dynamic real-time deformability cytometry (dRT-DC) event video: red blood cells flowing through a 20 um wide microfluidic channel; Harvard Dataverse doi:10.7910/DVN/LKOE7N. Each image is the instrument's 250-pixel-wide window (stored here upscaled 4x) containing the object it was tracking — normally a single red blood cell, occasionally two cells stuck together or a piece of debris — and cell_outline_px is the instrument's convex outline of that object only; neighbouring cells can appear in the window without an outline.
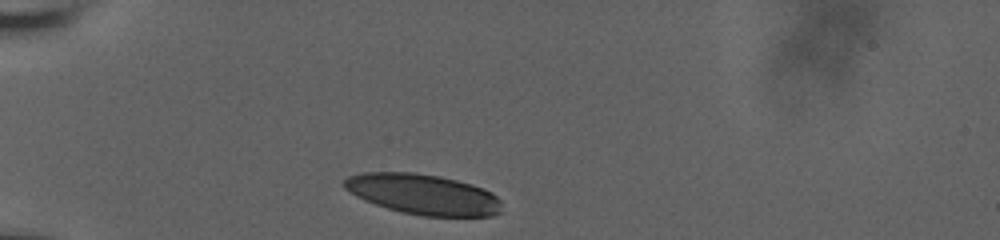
{"species": "human", "species_latin": "Homo sapiens", "temperature_condition": "room temperature", "stored_images_in_passage": 14, "camera_frame_rate_fps": 3000, "um_per_image_px": 0.085, "donor": {"sex": "male"}, "frame": {"image": 1, "passage_image": 1, "time_ms": 0.0, "image_size_px": [1000, 240], "cell_outline_px": [[500, 212], [492, 216], [420, 216], [388, 208], [364, 200], [356, 196], [344, 188], [344, 180], [348, 176], [364, 172], [412, 172], [440, 176], [472, 184], [484, 188], [492, 192], [500, 200]], "centroid_in_image_um": [35.97, 16.51], "position_along_channel_um": 49.0, "area_um2": 37.05}}
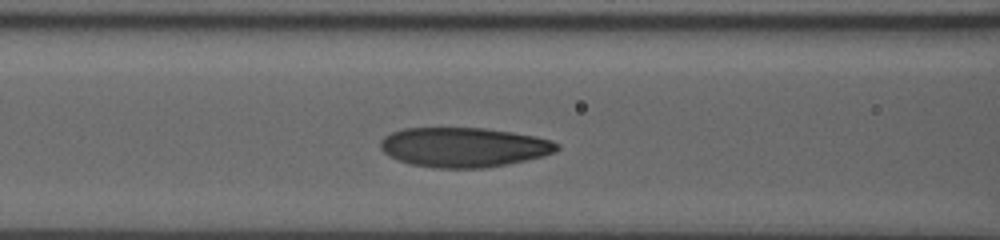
{"frame": {"image": 2, "passage_image": 8, "time_ms": 2.333, "image_size_px": [1000, 240], "cell_outline_px": [[560, 148], [556, 152], [544, 156], [508, 164], [484, 168], [436, 168], [408, 164], [384, 152], [380, 148], [380, 140], [384, 136], [392, 132], [404, 128], [484, 128], [512, 132], [536, 136], [552, 140], [560, 144]], "centroid_in_image_um": [39.46, 12.51], "position_along_channel_um": 127.1, "area_um2": 40.98}}
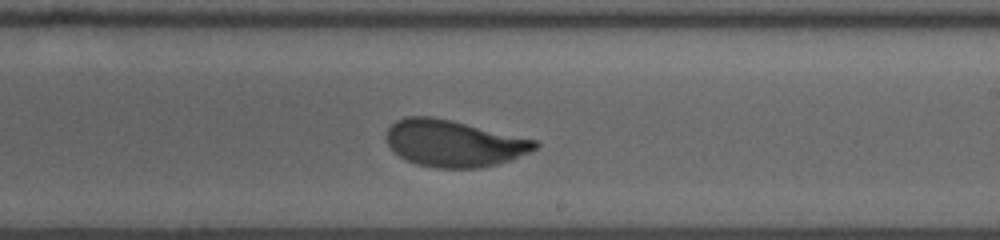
{"frame": {"image": 3, "passage_image": 14, "time_ms": 4.333, "image_size_px": [1000, 240], "cell_outline_px": [[540, 144], [536, 148], [512, 160], [480, 168], [436, 168], [416, 164], [400, 156], [388, 144], [384, 136], [388, 128], [396, 120], [404, 116], [432, 116], [452, 120], [536, 140]], "centroid_in_image_um": [38.55, 12.18], "position_along_channel_um": 250.4, "area_um2": 40.46}}